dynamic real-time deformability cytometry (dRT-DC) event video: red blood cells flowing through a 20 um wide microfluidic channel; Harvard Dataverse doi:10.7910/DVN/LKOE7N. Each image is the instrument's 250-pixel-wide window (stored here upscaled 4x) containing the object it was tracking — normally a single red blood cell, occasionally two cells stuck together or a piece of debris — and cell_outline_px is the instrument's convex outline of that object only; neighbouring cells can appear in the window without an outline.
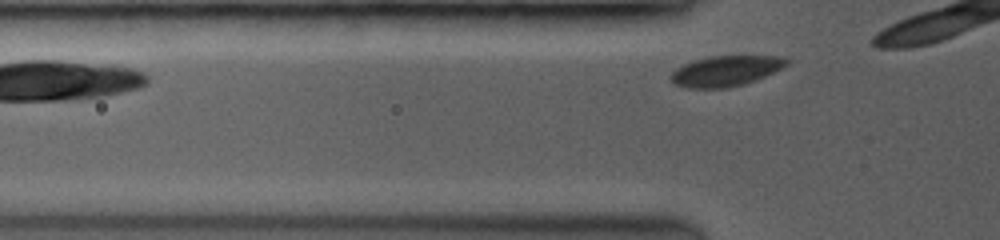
{"species": "common noctule bat (a hibernating species)", "species_latin": "Nyctalus noctula", "temperature_condition": "room temperature", "stored_images_in_passage": 3, "camera_frame_rate_fps": 3500, "um_per_image_px": 0.085, "animal": {"sex": "female", "body_mass_g": 19.0, "forearm_length_mm": 53.3}, "frame": {"image": 1, "passage_image": 3, "time_ms": 1.429, "image_size_px": [1000, 240], "cell_outline_px": [[788, 64], [764, 76], [740, 84], [724, 88], [692, 88], [676, 84], [672, 80], [672, 72], [676, 68], [692, 60], [708, 56], [776, 56], [788, 60]], "centroid_in_image_um": [61.64, 6.01], "position_along_channel_um": 64.2, "area_um2": 19.94}}